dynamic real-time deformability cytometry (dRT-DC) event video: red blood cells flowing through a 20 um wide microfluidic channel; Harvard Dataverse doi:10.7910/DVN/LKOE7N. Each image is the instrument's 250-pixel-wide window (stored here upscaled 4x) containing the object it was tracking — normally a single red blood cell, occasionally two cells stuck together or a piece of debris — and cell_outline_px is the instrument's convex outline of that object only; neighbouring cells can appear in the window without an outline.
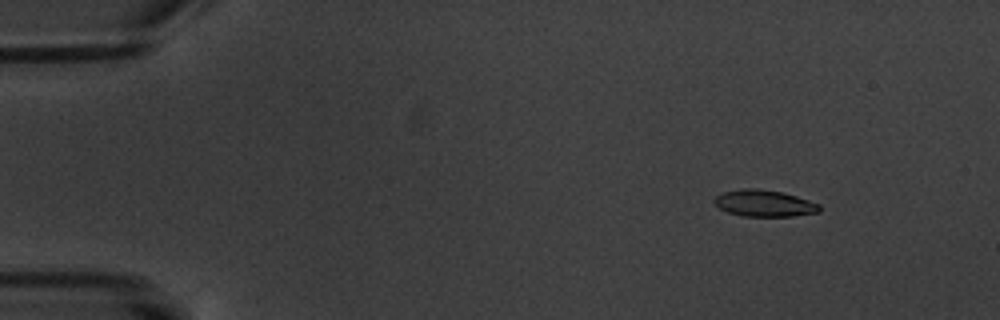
{"species": "common noctule bat (a hibernating species)", "species_latin": "Nyctalus noctula", "temperature_condition": "warm", "stored_images_in_passage": 6, "camera_frame_rate_fps": 3000, "um_per_image_px": 0.085, "animal": {"sex": "male", "body_mass_g": 20.1, "forearm_length_mm": 53.5}, "frame": {"image": 1, "passage_image": 2, "time_ms": 1.0, "image_size_px": [1000, 320], "cell_outline_px": [[820, 212], [792, 216], [740, 216], [728, 212], [720, 208], [712, 200], [716, 196], [724, 192], [744, 188], [756, 188], [784, 192], [820, 204]], "centroid_in_image_um": [64.97, 17.28], "position_along_channel_um": 20.0, "area_um2": 16.3}}
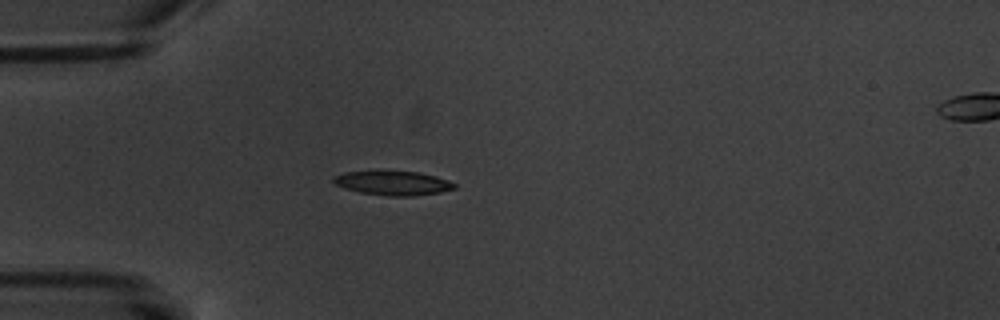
{"frame": {"image": 2, "passage_image": 5, "time_ms": 4.333, "image_size_px": [1000, 320], "cell_outline_px": [[456, 188], [440, 192], [412, 196], [388, 196], [360, 192], [344, 188], [336, 184], [332, 180], [332, 176], [344, 172], [416, 172], [436, 176], [448, 180], [456, 184]], "centroid_in_image_um": [33.41, 15.57], "position_along_channel_um": 51.6, "area_um2": 16.76}}